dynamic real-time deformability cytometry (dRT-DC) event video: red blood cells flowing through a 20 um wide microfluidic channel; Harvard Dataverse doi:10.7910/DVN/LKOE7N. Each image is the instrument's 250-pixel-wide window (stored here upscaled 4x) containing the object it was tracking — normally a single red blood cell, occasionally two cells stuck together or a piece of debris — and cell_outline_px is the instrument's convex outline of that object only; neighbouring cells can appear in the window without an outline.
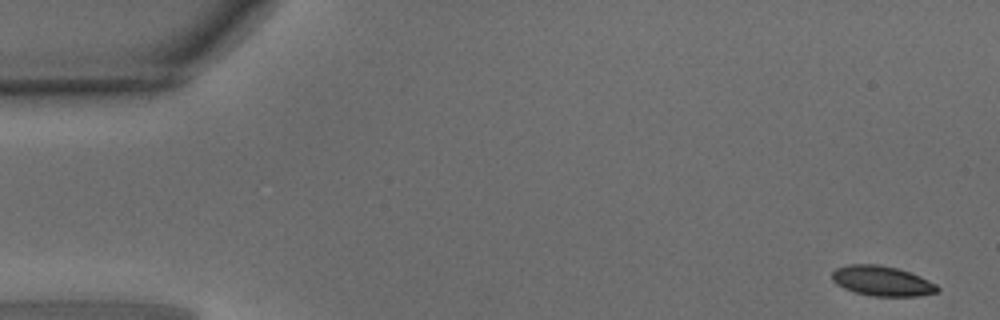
{"species": "common noctule bat (a hibernating species)", "species_latin": "Nyctalus noctula", "temperature_condition": "warm", "stored_images_in_passage": 10, "camera_frame_rate_fps": 3000, "um_per_image_px": 0.085, "animal": {"sex": "male", "body_mass_g": 15.6}, "frame": {"image": 1, "passage_image": 1, "time_ms": 0.0, "image_size_px": [1000, 320], "cell_outline_px": [[940, 292], [916, 296], [872, 296], [856, 292], [844, 288], [836, 284], [832, 280], [832, 272], [836, 268], [848, 264], [876, 264], [896, 268], [920, 276], [936, 284], [940, 288]], "centroid_in_image_um": [74.97, 23.88], "position_along_channel_um": 10.0, "area_um2": 18.38}}